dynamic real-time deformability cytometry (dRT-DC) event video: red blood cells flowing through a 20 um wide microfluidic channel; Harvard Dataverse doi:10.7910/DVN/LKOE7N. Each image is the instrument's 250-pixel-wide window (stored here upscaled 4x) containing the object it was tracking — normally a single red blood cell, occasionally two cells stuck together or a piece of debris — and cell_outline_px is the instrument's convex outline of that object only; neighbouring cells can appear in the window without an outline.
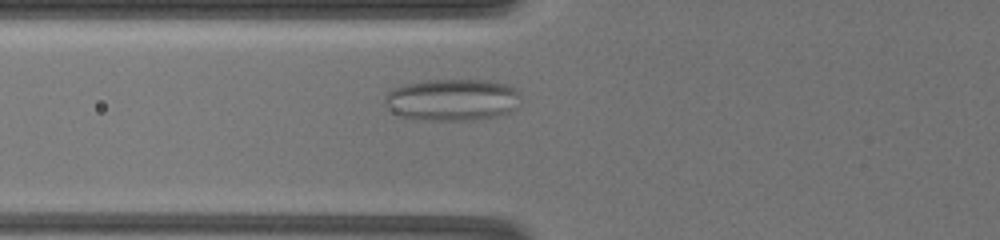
{"species": "common noctule bat (a hibernating species)", "species_latin": "Nyctalus noctula", "temperature_condition": "warm", "stored_images_in_passage": 5, "camera_frame_rate_fps": 3000, "um_per_image_px": 0.085, "animal": {"sex": "female", "body_mass_g": 19.5, "forearm_length_mm": 54.1}, "frame": {"image": 1, "passage_image": 3, "time_ms": 0.667, "image_size_px": [1000, 240], "cell_outline_px": [[520, 96], [512, 108], [508, 112], [496, 116], [472, 120], [416, 120], [400, 116], [392, 112], [384, 104], [384, 96], [392, 88], [404, 84], [428, 80], [488, 80], [508, 84], [516, 88], [520, 92]], "centroid_in_image_um": [38.38, 8.47], "position_along_channel_um": 87.4, "area_um2": 33.35}}